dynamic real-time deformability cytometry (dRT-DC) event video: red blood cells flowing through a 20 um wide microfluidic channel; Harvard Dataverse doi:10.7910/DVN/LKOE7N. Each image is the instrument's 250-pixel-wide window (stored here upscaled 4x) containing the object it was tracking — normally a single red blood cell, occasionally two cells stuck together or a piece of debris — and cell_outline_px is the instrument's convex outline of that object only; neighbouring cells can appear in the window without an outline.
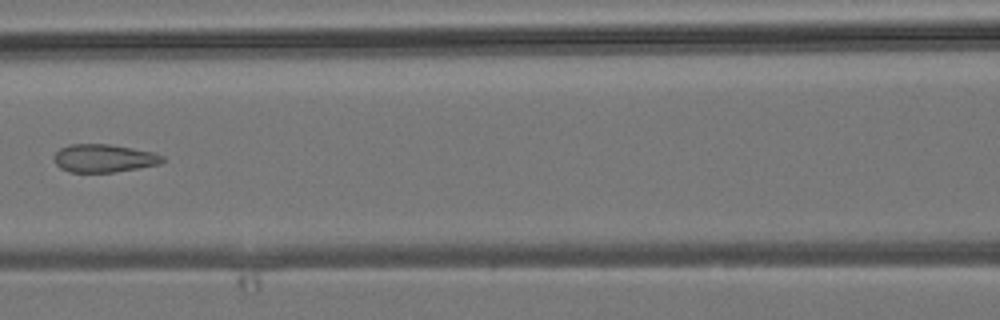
{"species": "common noctule bat (a hibernating species)", "species_latin": "Nyctalus noctula", "temperature_condition": "room temperature", "stored_images_in_passage": 3, "camera_frame_rate_fps": 3000, "um_per_image_px": 0.085, "animal": {"sex": "male", "body_mass_g": 19.2, "forearm_length_mm": 51.8}, "frame": {"image": 1, "passage_image": 3, "time_ms": 2.333, "image_size_px": [1000, 320], "cell_outline_px": [[164, 160], [160, 164], [112, 172], [68, 172], [60, 168], [56, 164], [52, 156], [60, 148], [72, 144], [108, 144], [132, 148], [152, 152], [164, 156]], "centroid_in_image_um": [8.79, 13.45], "position_along_channel_um": 157.8, "area_um2": 17.63}}